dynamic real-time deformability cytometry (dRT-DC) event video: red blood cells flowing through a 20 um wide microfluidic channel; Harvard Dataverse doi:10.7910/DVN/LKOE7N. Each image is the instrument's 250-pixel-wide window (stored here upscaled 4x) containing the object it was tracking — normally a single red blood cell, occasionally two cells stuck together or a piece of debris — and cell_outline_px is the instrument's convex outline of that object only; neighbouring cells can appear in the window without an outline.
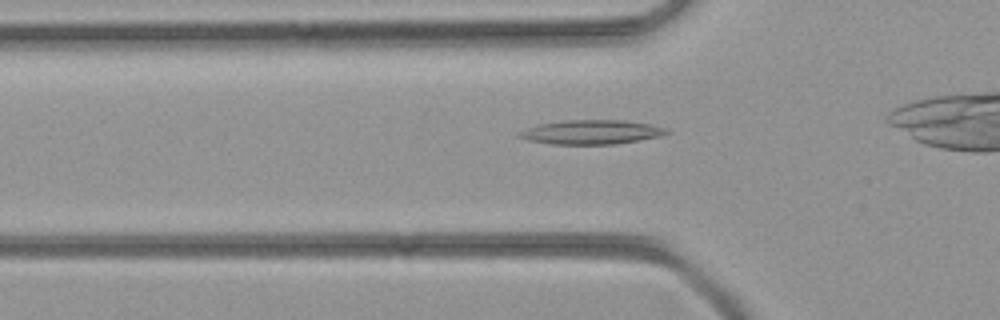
{"species": "common noctule bat (a hibernating species)", "species_latin": "Nyctalus noctula", "temperature_condition": "room temperature", "stored_images_in_passage": 27, "camera_frame_rate_fps": 3000, "um_per_image_px": 0.085, "animal": {"sex": "female", "body_mass_g": 21.9}, "frame": {"image": 1, "passage_image": 5, "time_ms": 1.333, "image_size_px": [1000, 320], "cell_outline_px": [[672, 132], [660, 136], [616, 144], [552, 144], [528, 140], [520, 136], [516, 132], [540, 124], [564, 120], [624, 120], [648, 124], [668, 128]], "centroid_in_image_um": [50.3, 11.22], "position_along_channel_um": 75.5, "area_um2": 20.69}}
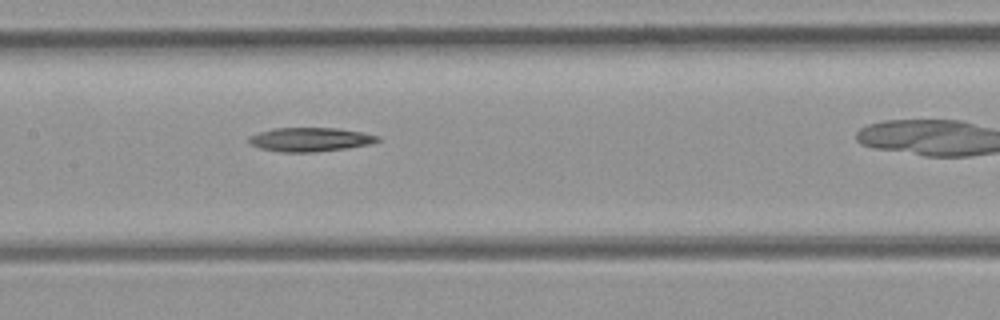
{"frame": {"image": 2, "passage_image": 12, "time_ms": 3.667, "image_size_px": [1000, 320], "cell_outline_px": [[380, 140], [368, 144], [348, 148], [312, 152], [280, 152], [260, 148], [252, 144], [248, 140], [248, 136], [272, 128], [336, 128], [360, 132], [380, 136]], "centroid_in_image_um": [26.34, 11.85], "position_along_channel_um": 181.1, "area_um2": 17.8}}
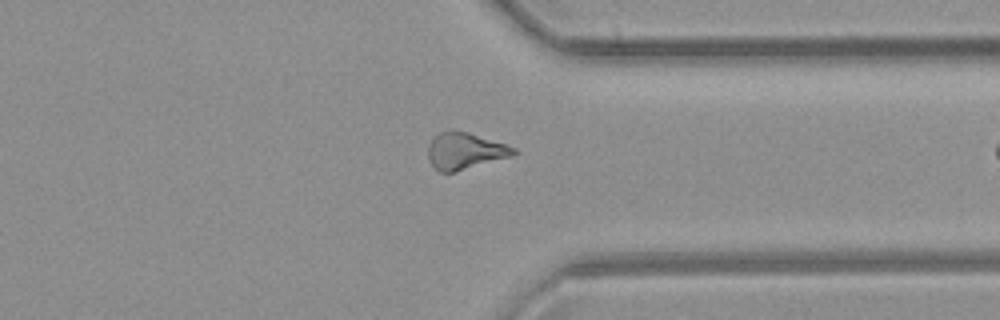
{"frame": {"image": 3, "passage_image": 25, "time_ms": 8.0, "image_size_px": [1000, 320], "cell_outline_px": [[516, 152], [512, 156], [452, 172], [440, 172], [428, 160], [428, 144], [440, 132], [452, 128], [468, 132], [516, 148]], "centroid_in_image_um": [39.48, 12.8], "position_along_channel_um": 371.9, "area_um2": 18.03}}